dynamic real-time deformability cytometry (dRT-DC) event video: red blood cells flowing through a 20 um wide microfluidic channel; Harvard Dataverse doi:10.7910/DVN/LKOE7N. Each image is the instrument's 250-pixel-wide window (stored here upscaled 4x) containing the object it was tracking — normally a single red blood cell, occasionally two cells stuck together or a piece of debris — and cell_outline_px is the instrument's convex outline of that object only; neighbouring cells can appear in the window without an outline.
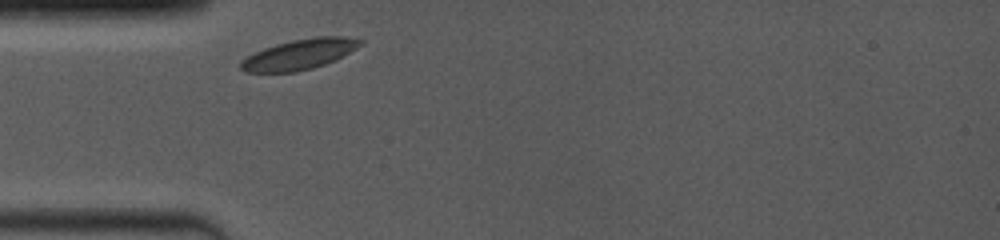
{"species": "common noctule bat (a hibernating species)", "species_latin": "Nyctalus noctula", "temperature_condition": "room temperature", "stored_images_in_passage": 24, "camera_frame_rate_fps": 4000, "um_per_image_px": 0.085, "animal": {"sex": "female", "body_mass_g": 19.0, "forearm_length_mm": 53.3}, "frame": {"image": 1, "passage_image": 1, "time_ms": 0.0, "image_size_px": [1000, 240], "cell_outline_px": [[364, 44], [336, 60], [312, 68], [296, 72], [244, 72], [240, 68], [240, 60], [264, 48], [276, 44], [292, 40], [316, 36], [344, 36], [364, 40]], "centroid_in_image_um": [25.48, 4.61], "position_along_channel_um": 59.5, "area_um2": 21.21}}
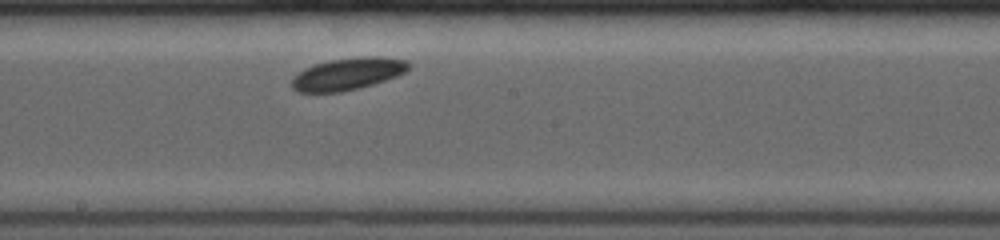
{"frame": {"image": 2, "passage_image": 14, "time_ms": 4.25, "image_size_px": [1000, 240], "cell_outline_px": [[412, 68], [396, 76], [372, 84], [340, 92], [296, 92], [292, 88], [292, 76], [304, 68], [328, 60], [360, 56], [376, 56], [408, 60], [412, 64]], "centroid_in_image_um": [29.56, 6.26], "position_along_channel_um": 218.6, "area_um2": 21.96}}
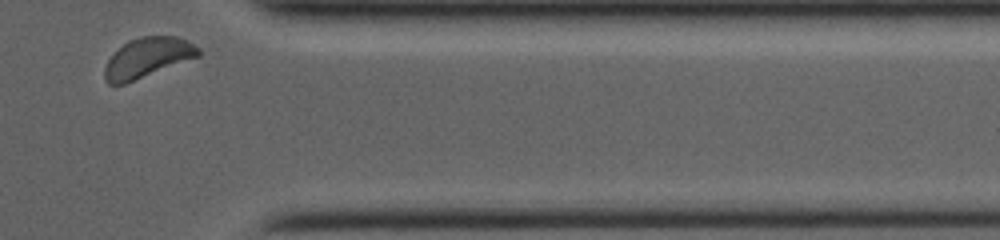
{"frame": {"image": 3, "passage_image": 24, "time_ms": 9.0, "image_size_px": [1000, 240], "cell_outline_px": [[200, 56], [124, 84], [108, 84], [104, 76], [104, 68], [108, 60], [128, 40], [140, 36], [176, 36], [200, 48]], "centroid_in_image_um": [12.54, 4.9], "position_along_channel_um": 398.9, "area_um2": 21.44}, "authors_computed_cell_mechanics": {"area_um2": 21.2993, "velocity_mm_per_s": 3.832, "shape_relaxation_time_tau1_ms": 1.007, "shape_relaxation_time_tau2_ms": null, "deformation_change_tau1": 0.0335, "deformation_change_tau2": null}}